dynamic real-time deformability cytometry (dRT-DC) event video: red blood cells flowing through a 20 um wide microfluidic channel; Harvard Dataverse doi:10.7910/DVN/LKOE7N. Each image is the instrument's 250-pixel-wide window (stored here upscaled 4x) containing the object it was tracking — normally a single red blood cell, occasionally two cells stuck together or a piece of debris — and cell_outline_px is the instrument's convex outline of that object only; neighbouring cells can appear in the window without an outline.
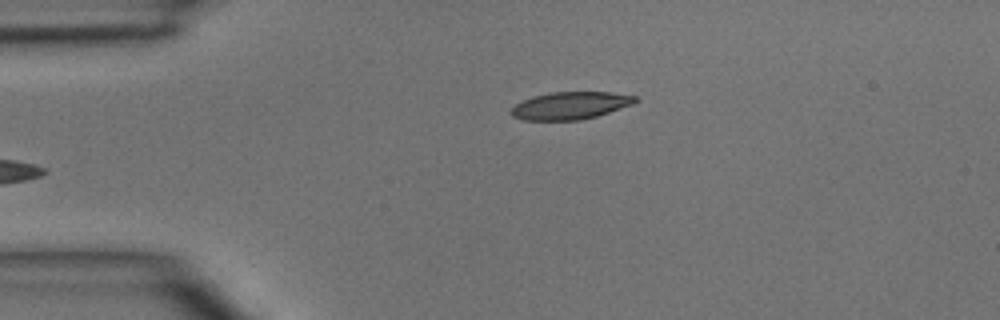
{"species": "common noctule bat (a hibernating species)", "species_latin": "Nyctalus noctula", "temperature_condition": "room temperature", "stored_images_in_passage": 4, "camera_frame_rate_fps": 3000, "um_per_image_px": 0.085, "animal": {"sex": "male", "body_mass_g": 15.6}, "frame": {"image": 1, "passage_image": 4, "time_ms": 1.0, "image_size_px": [1000, 320], "cell_outline_px": [[640, 100], [632, 104], [596, 116], [580, 120], [524, 120], [512, 116], [508, 112], [516, 104], [532, 96], [552, 92], [612, 92], [636, 96]], "centroid_in_image_um": [48.47, 8.97], "position_along_channel_um": 36.5, "area_um2": 19.83}}